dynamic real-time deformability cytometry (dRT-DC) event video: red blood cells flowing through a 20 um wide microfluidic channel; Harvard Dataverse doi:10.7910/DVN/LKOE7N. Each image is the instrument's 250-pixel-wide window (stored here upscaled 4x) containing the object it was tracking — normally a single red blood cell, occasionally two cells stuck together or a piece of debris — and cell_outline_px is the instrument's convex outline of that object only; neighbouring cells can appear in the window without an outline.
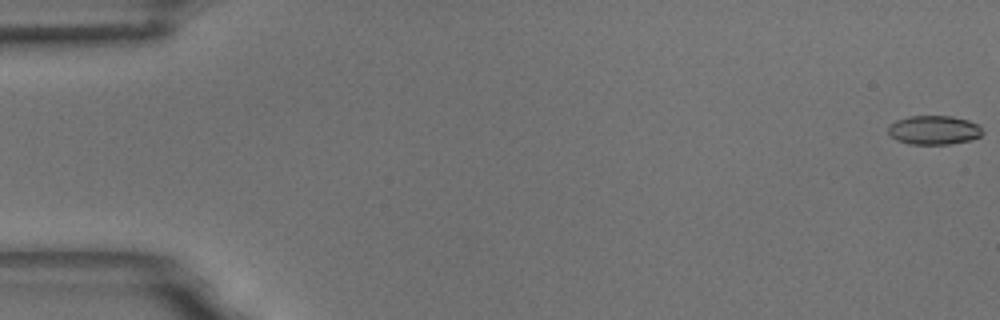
{"species": "common noctule bat (a hibernating species)", "species_latin": "Nyctalus noctula", "temperature_condition": "room temperature", "stored_images_in_passage": 26, "camera_frame_rate_fps": 3000, "um_per_image_px": 0.085, "animal": {"sex": "male", "body_mass_g": 18.8}, "frame": {"image": 1, "passage_image": 1, "time_ms": 0.0, "image_size_px": [1000, 320], "cell_outline_px": [[984, 132], [980, 136], [968, 140], [948, 144], [908, 144], [896, 140], [888, 132], [888, 128], [896, 120], [908, 116], [952, 116], [968, 120], [980, 124]], "centroid_in_image_um": [79.4, 11.05], "position_along_channel_um": 5.6, "area_um2": 15.95}}
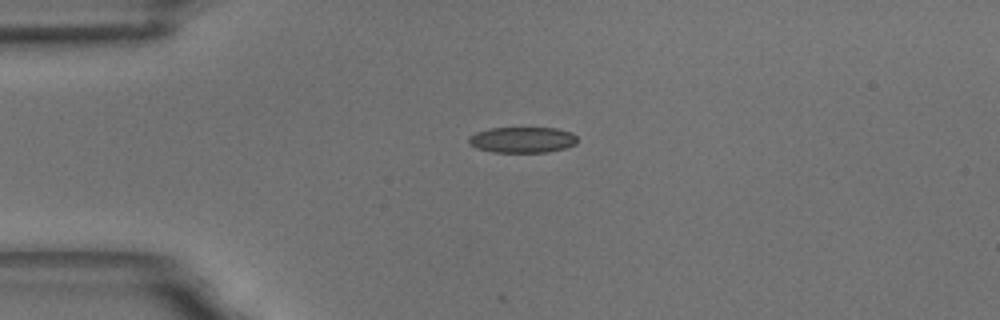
{"frame": {"image": 2, "passage_image": 15, "time_ms": 4.667, "image_size_px": [1000, 320], "cell_outline_px": [[576, 144], [564, 148], [548, 152], [492, 152], [476, 148], [468, 144], [468, 136], [476, 132], [488, 128], [556, 128], [572, 132], [576, 136]], "centroid_in_image_um": [44.36, 11.88], "position_along_channel_um": 40.6, "area_um2": 16.47}}
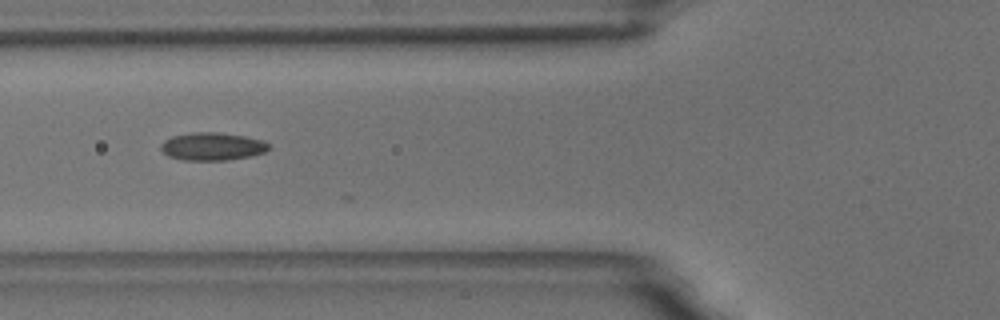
{"frame": {"image": 3, "passage_image": 23, "time_ms": 7.333, "image_size_px": [1000, 320], "cell_outline_px": [[272, 148], [264, 152], [252, 156], [228, 160], [184, 160], [168, 156], [160, 148], [160, 144], [164, 140], [172, 136], [188, 132], [220, 132], [244, 136], [264, 140]], "centroid_in_image_um": [18.05, 12.44], "position_along_channel_um": 107.7, "area_um2": 17.74}}